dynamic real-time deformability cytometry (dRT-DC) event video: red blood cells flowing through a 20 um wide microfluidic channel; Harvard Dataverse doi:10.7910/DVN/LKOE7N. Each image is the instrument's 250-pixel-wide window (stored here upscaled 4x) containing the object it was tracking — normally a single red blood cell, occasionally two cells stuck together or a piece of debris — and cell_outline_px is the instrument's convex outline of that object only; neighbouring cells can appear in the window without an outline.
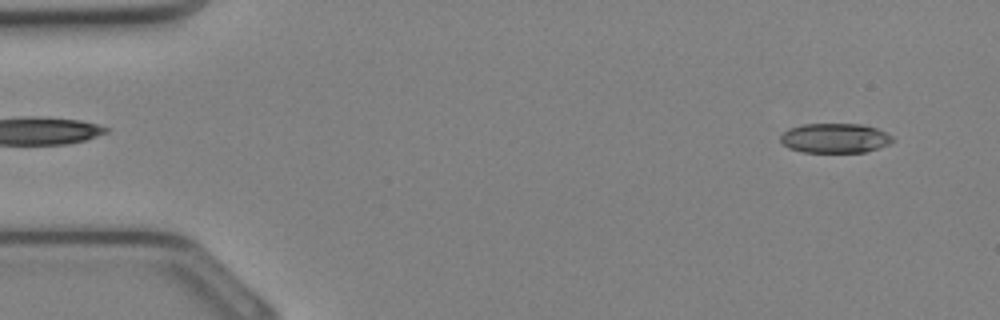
{"species": "Egyptian fruit bat (a non-hibernating species)", "species_latin": "Rousettus aegyptiacus", "temperature_condition": "cold", "stored_images_in_passage": 33, "camera_frame_rate_fps": 3000, "um_per_image_px": 0.085, "animal": {"sex": "female"}, "frame": {"image": 1, "passage_image": 2, "time_ms": 0.333, "image_size_px": [1000, 320], "cell_outline_px": [[896, 140], [888, 144], [864, 152], [804, 152], [788, 148], [780, 140], [780, 136], [788, 128], [804, 124], [864, 124], [876, 128], [892, 136]], "centroid_in_image_um": [70.96, 11.73], "position_along_channel_um": 14.0, "area_um2": 19.31}}
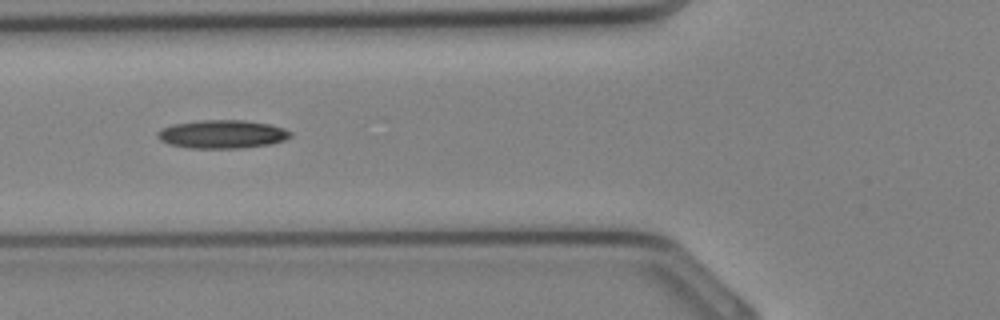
{"frame": {"image": 2, "passage_image": 12, "time_ms": 3.667, "image_size_px": [1000, 320], "cell_outline_px": [[292, 136], [284, 140], [272, 144], [236, 148], [188, 148], [172, 144], [160, 140], [156, 136], [156, 132], [160, 128], [172, 124], [200, 120], [244, 120], [268, 124], [284, 128], [292, 132]], "centroid_in_image_um": [18.87, 11.4], "position_along_channel_um": 106.9, "area_um2": 22.02}}
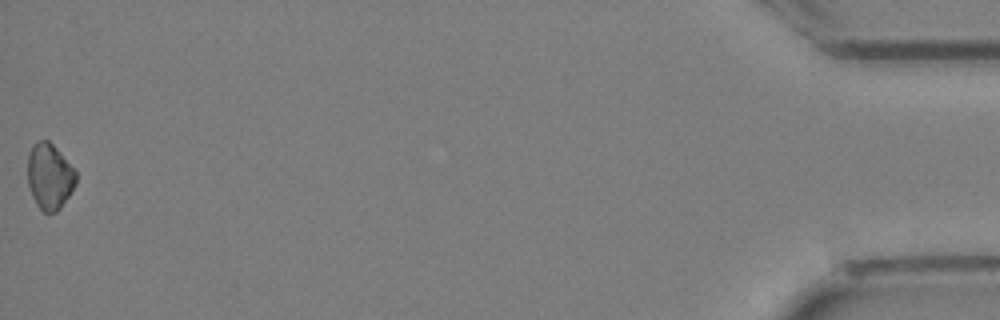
{"frame": {"image": 3, "passage_image": 33, "time_ms": 10.667, "image_size_px": [1000, 320], "cell_outline_px": [[76, 184], [60, 208], [56, 212], [44, 212], [36, 204], [32, 196], [28, 184], [28, 156], [32, 144], [40, 140], [48, 140], [60, 152], [76, 172]], "centroid_in_image_um": [4.2, 14.99], "position_along_channel_um": 431.0, "area_um2": 18.38}}